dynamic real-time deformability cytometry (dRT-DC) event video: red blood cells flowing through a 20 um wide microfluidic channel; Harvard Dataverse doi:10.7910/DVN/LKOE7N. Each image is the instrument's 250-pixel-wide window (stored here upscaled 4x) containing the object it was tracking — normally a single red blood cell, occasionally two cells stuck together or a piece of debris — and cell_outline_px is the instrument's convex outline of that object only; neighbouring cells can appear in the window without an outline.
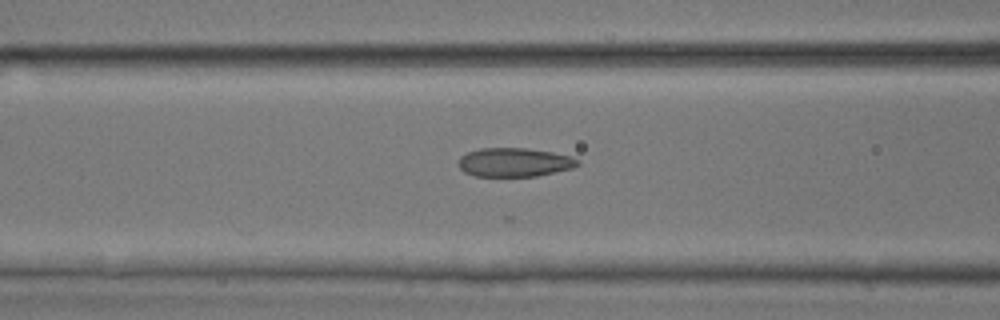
{"species": "common noctule bat (a hibernating species)", "species_latin": "Nyctalus noctula", "temperature_condition": "room temperature", "stored_images_in_passage": 11, "camera_frame_rate_fps": 3000, "um_per_image_px": 0.085, "animal": {"sex": "male", "body_mass_g": 17.9, "forearm_length_mm": 54.2}, "frame": {"image": 1, "passage_image": 10, "time_ms": 3.0, "image_size_px": [1000, 320], "cell_outline_px": [[580, 164], [572, 168], [536, 176], [476, 176], [464, 172], [460, 168], [460, 156], [468, 152], [480, 148], [528, 148], [552, 152], [568, 156], [580, 160]], "centroid_in_image_um": [43.73, 13.79], "position_along_channel_um": 122.9, "area_um2": 19.88}}